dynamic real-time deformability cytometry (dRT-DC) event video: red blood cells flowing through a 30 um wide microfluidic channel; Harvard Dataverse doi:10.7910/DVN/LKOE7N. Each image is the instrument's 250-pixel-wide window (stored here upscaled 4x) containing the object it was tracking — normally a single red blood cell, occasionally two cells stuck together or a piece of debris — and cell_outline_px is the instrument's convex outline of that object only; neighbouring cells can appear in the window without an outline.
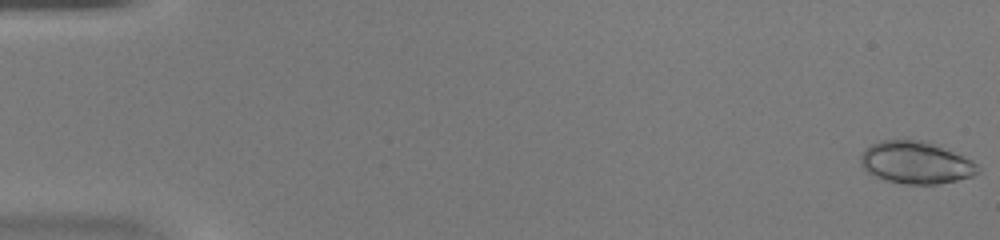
{"species": "common noctule bat (a hibernating species)", "species_latin": "Nyctalus noctula", "temperature_condition": "warm", "stored_images_in_passage": 51, "camera_frame_rate_fps": 3000, "um_per_image_px": 0.085, "animal": {"sex": "female", "body_mass_g": 20.0, "forearm_length_mm": 54.0}, "frame": {"image": 1, "passage_image": 1, "time_ms": 0.0, "image_size_px": [1000, 240], "cell_outline_px": [[980, 172], [972, 176], [956, 180], [936, 184], [904, 184], [888, 180], [876, 176], [868, 172], [864, 168], [860, 160], [860, 156], [864, 148], [880, 140], [928, 140], [964, 156], [972, 160], [980, 168]], "centroid_in_image_um": [77.87, 13.8], "position_along_channel_um": 7.1, "area_um2": 28.96}}
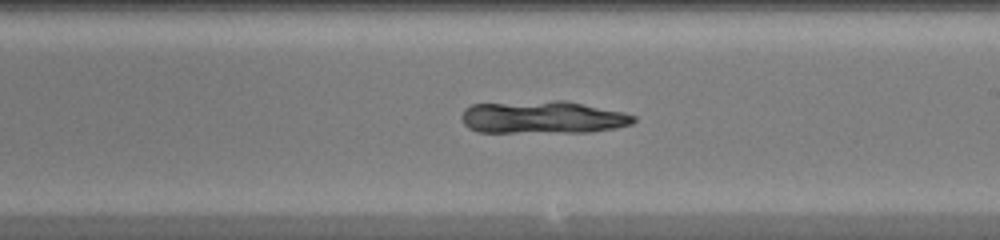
{"frame": {"image": 2, "passage_image": 30, "time_ms": 9.667, "image_size_px": [1000, 240], "cell_outline_px": [[636, 120], [632, 124], [616, 128], [592, 132], [476, 132], [468, 128], [464, 124], [460, 116], [464, 108], [472, 104], [556, 100], [564, 100], [624, 112], [636, 116]], "centroid_in_image_um": [46.13, 9.97], "position_along_channel_um": 242.9, "area_um2": 33.0}}
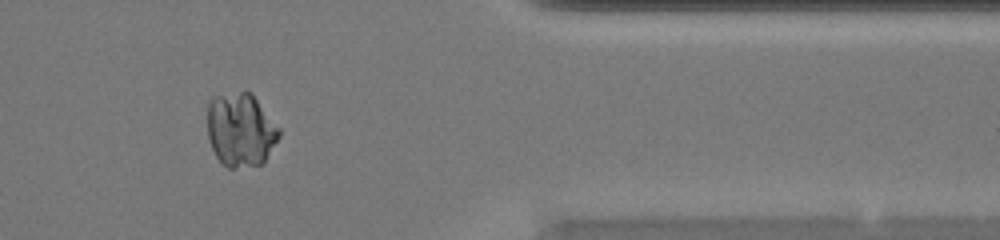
{"frame": {"image": 3, "passage_image": 42, "time_ms": 13.667, "image_size_px": [1000, 240], "cell_outline_px": [[280, 136], [264, 160], [260, 164], [232, 168], [228, 168], [216, 156], [212, 148], [208, 136], [208, 104], [212, 96], [244, 88], [252, 92], [280, 128]], "centroid_in_image_um": [20.45, 10.95], "position_along_channel_um": 390.9, "area_um2": 31.15}}